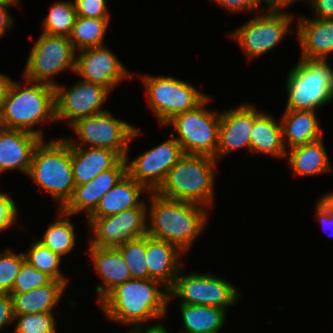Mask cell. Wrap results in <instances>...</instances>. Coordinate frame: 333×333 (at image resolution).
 Masks as SVG:
<instances>
[{
	"instance_id": "obj_1",
	"label": "cell",
	"mask_w": 333,
	"mask_h": 333,
	"mask_svg": "<svg viewBox=\"0 0 333 333\" xmlns=\"http://www.w3.org/2000/svg\"><path fill=\"white\" fill-rule=\"evenodd\" d=\"M160 285L163 288L155 279H130L111 290L99 302L100 309L110 322L128 327L159 324L156 321L166 316L169 296L168 289L163 291Z\"/></svg>"
},
{
	"instance_id": "obj_29",
	"label": "cell",
	"mask_w": 333,
	"mask_h": 333,
	"mask_svg": "<svg viewBox=\"0 0 333 333\" xmlns=\"http://www.w3.org/2000/svg\"><path fill=\"white\" fill-rule=\"evenodd\" d=\"M183 328L178 333H218L226 322L227 311L219 307L179 304Z\"/></svg>"
},
{
	"instance_id": "obj_11",
	"label": "cell",
	"mask_w": 333,
	"mask_h": 333,
	"mask_svg": "<svg viewBox=\"0 0 333 333\" xmlns=\"http://www.w3.org/2000/svg\"><path fill=\"white\" fill-rule=\"evenodd\" d=\"M183 267L168 289V304L174 298H180L182 304L219 307L227 311L242 297L233 283L211 273L182 274ZM174 297V298H173Z\"/></svg>"
},
{
	"instance_id": "obj_37",
	"label": "cell",
	"mask_w": 333,
	"mask_h": 333,
	"mask_svg": "<svg viewBox=\"0 0 333 333\" xmlns=\"http://www.w3.org/2000/svg\"><path fill=\"white\" fill-rule=\"evenodd\" d=\"M52 278L46 273L35 269L28 261H24L16 276L10 294H21L48 284Z\"/></svg>"
},
{
	"instance_id": "obj_5",
	"label": "cell",
	"mask_w": 333,
	"mask_h": 333,
	"mask_svg": "<svg viewBox=\"0 0 333 333\" xmlns=\"http://www.w3.org/2000/svg\"><path fill=\"white\" fill-rule=\"evenodd\" d=\"M27 176L48 193L61 209L71 198L75 183L71 164V146L62 137L44 139L36 146Z\"/></svg>"
},
{
	"instance_id": "obj_32",
	"label": "cell",
	"mask_w": 333,
	"mask_h": 333,
	"mask_svg": "<svg viewBox=\"0 0 333 333\" xmlns=\"http://www.w3.org/2000/svg\"><path fill=\"white\" fill-rule=\"evenodd\" d=\"M77 13L73 0L55 1L43 19V33L69 37L75 24Z\"/></svg>"
},
{
	"instance_id": "obj_30",
	"label": "cell",
	"mask_w": 333,
	"mask_h": 333,
	"mask_svg": "<svg viewBox=\"0 0 333 333\" xmlns=\"http://www.w3.org/2000/svg\"><path fill=\"white\" fill-rule=\"evenodd\" d=\"M57 219L50 223L41 239L36 238L42 245L64 257L76 245L75 226L68 219L70 214L58 209Z\"/></svg>"
},
{
	"instance_id": "obj_26",
	"label": "cell",
	"mask_w": 333,
	"mask_h": 333,
	"mask_svg": "<svg viewBox=\"0 0 333 333\" xmlns=\"http://www.w3.org/2000/svg\"><path fill=\"white\" fill-rule=\"evenodd\" d=\"M146 191V192H145ZM149 191L126 174L101 199L95 211L88 218H101L118 214L125 209L138 207L144 200L140 199L143 193Z\"/></svg>"
},
{
	"instance_id": "obj_36",
	"label": "cell",
	"mask_w": 333,
	"mask_h": 333,
	"mask_svg": "<svg viewBox=\"0 0 333 333\" xmlns=\"http://www.w3.org/2000/svg\"><path fill=\"white\" fill-rule=\"evenodd\" d=\"M25 260L24 252L17 254L7 247L0 252V293H11L16 276Z\"/></svg>"
},
{
	"instance_id": "obj_33",
	"label": "cell",
	"mask_w": 333,
	"mask_h": 333,
	"mask_svg": "<svg viewBox=\"0 0 333 333\" xmlns=\"http://www.w3.org/2000/svg\"><path fill=\"white\" fill-rule=\"evenodd\" d=\"M34 242L27 252H24L26 261H28L35 269L46 273L54 280L62 281L67 286L68 278L62 273L61 262L62 257L50 250L49 248L42 245L34 237Z\"/></svg>"
},
{
	"instance_id": "obj_49",
	"label": "cell",
	"mask_w": 333,
	"mask_h": 333,
	"mask_svg": "<svg viewBox=\"0 0 333 333\" xmlns=\"http://www.w3.org/2000/svg\"><path fill=\"white\" fill-rule=\"evenodd\" d=\"M261 2H264L266 7L280 9V0H261Z\"/></svg>"
},
{
	"instance_id": "obj_19",
	"label": "cell",
	"mask_w": 333,
	"mask_h": 333,
	"mask_svg": "<svg viewBox=\"0 0 333 333\" xmlns=\"http://www.w3.org/2000/svg\"><path fill=\"white\" fill-rule=\"evenodd\" d=\"M41 140L36 134L0 126V174L18 170L27 175L33 152Z\"/></svg>"
},
{
	"instance_id": "obj_12",
	"label": "cell",
	"mask_w": 333,
	"mask_h": 333,
	"mask_svg": "<svg viewBox=\"0 0 333 333\" xmlns=\"http://www.w3.org/2000/svg\"><path fill=\"white\" fill-rule=\"evenodd\" d=\"M75 61L76 51L69 37L42 32L34 42L22 77L55 86L54 76L68 70L74 73Z\"/></svg>"
},
{
	"instance_id": "obj_21",
	"label": "cell",
	"mask_w": 333,
	"mask_h": 333,
	"mask_svg": "<svg viewBox=\"0 0 333 333\" xmlns=\"http://www.w3.org/2000/svg\"><path fill=\"white\" fill-rule=\"evenodd\" d=\"M186 254L175 244L146 234V261L149 279L160 281L169 289L184 267L180 259ZM182 256V257H181Z\"/></svg>"
},
{
	"instance_id": "obj_2",
	"label": "cell",
	"mask_w": 333,
	"mask_h": 333,
	"mask_svg": "<svg viewBox=\"0 0 333 333\" xmlns=\"http://www.w3.org/2000/svg\"><path fill=\"white\" fill-rule=\"evenodd\" d=\"M147 234L175 244L187 253L209 219V209L195 203L169 199L149 192ZM150 223V224H149Z\"/></svg>"
},
{
	"instance_id": "obj_8",
	"label": "cell",
	"mask_w": 333,
	"mask_h": 333,
	"mask_svg": "<svg viewBox=\"0 0 333 333\" xmlns=\"http://www.w3.org/2000/svg\"><path fill=\"white\" fill-rule=\"evenodd\" d=\"M68 127L79 139L76 143L71 137L65 138L71 147L108 148L121 158L126 157L131 141L142 136L140 128L115 117L109 110L80 118Z\"/></svg>"
},
{
	"instance_id": "obj_9",
	"label": "cell",
	"mask_w": 333,
	"mask_h": 333,
	"mask_svg": "<svg viewBox=\"0 0 333 333\" xmlns=\"http://www.w3.org/2000/svg\"><path fill=\"white\" fill-rule=\"evenodd\" d=\"M139 76L146 88L147 104L160 127H164L175 115L196 108L208 97L191 83L173 76Z\"/></svg>"
},
{
	"instance_id": "obj_46",
	"label": "cell",
	"mask_w": 333,
	"mask_h": 333,
	"mask_svg": "<svg viewBox=\"0 0 333 333\" xmlns=\"http://www.w3.org/2000/svg\"><path fill=\"white\" fill-rule=\"evenodd\" d=\"M11 82L12 80L10 77H7L0 72V107L4 99L6 98Z\"/></svg>"
},
{
	"instance_id": "obj_13",
	"label": "cell",
	"mask_w": 333,
	"mask_h": 333,
	"mask_svg": "<svg viewBox=\"0 0 333 333\" xmlns=\"http://www.w3.org/2000/svg\"><path fill=\"white\" fill-rule=\"evenodd\" d=\"M138 207L101 218H87L92 234L89 245L99 248H117L147 234V202Z\"/></svg>"
},
{
	"instance_id": "obj_44",
	"label": "cell",
	"mask_w": 333,
	"mask_h": 333,
	"mask_svg": "<svg viewBox=\"0 0 333 333\" xmlns=\"http://www.w3.org/2000/svg\"><path fill=\"white\" fill-rule=\"evenodd\" d=\"M309 5L315 19H333V0H311Z\"/></svg>"
},
{
	"instance_id": "obj_15",
	"label": "cell",
	"mask_w": 333,
	"mask_h": 333,
	"mask_svg": "<svg viewBox=\"0 0 333 333\" xmlns=\"http://www.w3.org/2000/svg\"><path fill=\"white\" fill-rule=\"evenodd\" d=\"M184 155L180 144L173 137L136 156L129 162V153L125 160L127 174L143 185L149 192H156L163 184L169 170Z\"/></svg>"
},
{
	"instance_id": "obj_48",
	"label": "cell",
	"mask_w": 333,
	"mask_h": 333,
	"mask_svg": "<svg viewBox=\"0 0 333 333\" xmlns=\"http://www.w3.org/2000/svg\"><path fill=\"white\" fill-rule=\"evenodd\" d=\"M297 1H303V2L306 1L309 6L311 0H280V9L286 10V7L288 8Z\"/></svg>"
},
{
	"instance_id": "obj_31",
	"label": "cell",
	"mask_w": 333,
	"mask_h": 333,
	"mask_svg": "<svg viewBox=\"0 0 333 333\" xmlns=\"http://www.w3.org/2000/svg\"><path fill=\"white\" fill-rule=\"evenodd\" d=\"M110 19L77 16L69 40L74 50L103 46Z\"/></svg>"
},
{
	"instance_id": "obj_10",
	"label": "cell",
	"mask_w": 333,
	"mask_h": 333,
	"mask_svg": "<svg viewBox=\"0 0 333 333\" xmlns=\"http://www.w3.org/2000/svg\"><path fill=\"white\" fill-rule=\"evenodd\" d=\"M263 12L262 7L258 14L255 13L228 36L243 49L248 61L273 50L288 33L293 32L290 27L294 14L271 7H267L266 14Z\"/></svg>"
},
{
	"instance_id": "obj_24",
	"label": "cell",
	"mask_w": 333,
	"mask_h": 333,
	"mask_svg": "<svg viewBox=\"0 0 333 333\" xmlns=\"http://www.w3.org/2000/svg\"><path fill=\"white\" fill-rule=\"evenodd\" d=\"M121 157L108 148L71 147L75 186L91 182L98 174L112 168Z\"/></svg>"
},
{
	"instance_id": "obj_38",
	"label": "cell",
	"mask_w": 333,
	"mask_h": 333,
	"mask_svg": "<svg viewBox=\"0 0 333 333\" xmlns=\"http://www.w3.org/2000/svg\"><path fill=\"white\" fill-rule=\"evenodd\" d=\"M77 16L110 19L107 0H73Z\"/></svg>"
},
{
	"instance_id": "obj_20",
	"label": "cell",
	"mask_w": 333,
	"mask_h": 333,
	"mask_svg": "<svg viewBox=\"0 0 333 333\" xmlns=\"http://www.w3.org/2000/svg\"><path fill=\"white\" fill-rule=\"evenodd\" d=\"M297 20L300 58L327 60L333 54V19L306 18L300 15Z\"/></svg>"
},
{
	"instance_id": "obj_27",
	"label": "cell",
	"mask_w": 333,
	"mask_h": 333,
	"mask_svg": "<svg viewBox=\"0 0 333 333\" xmlns=\"http://www.w3.org/2000/svg\"><path fill=\"white\" fill-rule=\"evenodd\" d=\"M67 285L52 279L48 284L21 294H10L13 299L14 316L41 312H54L65 294Z\"/></svg>"
},
{
	"instance_id": "obj_45",
	"label": "cell",
	"mask_w": 333,
	"mask_h": 333,
	"mask_svg": "<svg viewBox=\"0 0 333 333\" xmlns=\"http://www.w3.org/2000/svg\"><path fill=\"white\" fill-rule=\"evenodd\" d=\"M130 330V331H129ZM128 330V333H169L167 327L161 323L153 326H142V327H131Z\"/></svg>"
},
{
	"instance_id": "obj_47",
	"label": "cell",
	"mask_w": 333,
	"mask_h": 333,
	"mask_svg": "<svg viewBox=\"0 0 333 333\" xmlns=\"http://www.w3.org/2000/svg\"><path fill=\"white\" fill-rule=\"evenodd\" d=\"M320 200L330 209L333 213V192L326 193L323 195Z\"/></svg>"
},
{
	"instance_id": "obj_23",
	"label": "cell",
	"mask_w": 333,
	"mask_h": 333,
	"mask_svg": "<svg viewBox=\"0 0 333 333\" xmlns=\"http://www.w3.org/2000/svg\"><path fill=\"white\" fill-rule=\"evenodd\" d=\"M268 112L254 106V123L250 135V153L285 158L282 124Z\"/></svg>"
},
{
	"instance_id": "obj_43",
	"label": "cell",
	"mask_w": 333,
	"mask_h": 333,
	"mask_svg": "<svg viewBox=\"0 0 333 333\" xmlns=\"http://www.w3.org/2000/svg\"><path fill=\"white\" fill-rule=\"evenodd\" d=\"M316 214L315 218L321 224L322 229L326 231V233L333 232V213L330 209L319 199L316 204ZM328 229V230H327ZM328 232V234H329ZM329 236V235H328ZM333 236V233L330 235Z\"/></svg>"
},
{
	"instance_id": "obj_7",
	"label": "cell",
	"mask_w": 333,
	"mask_h": 333,
	"mask_svg": "<svg viewBox=\"0 0 333 333\" xmlns=\"http://www.w3.org/2000/svg\"><path fill=\"white\" fill-rule=\"evenodd\" d=\"M210 100L208 96L196 108L175 115L164 126H173L171 134L184 154L217 156L221 112L207 110ZM173 131L179 135L175 136Z\"/></svg>"
},
{
	"instance_id": "obj_25",
	"label": "cell",
	"mask_w": 333,
	"mask_h": 333,
	"mask_svg": "<svg viewBox=\"0 0 333 333\" xmlns=\"http://www.w3.org/2000/svg\"><path fill=\"white\" fill-rule=\"evenodd\" d=\"M316 112L311 110H284L281 124L286 150L318 141L323 137Z\"/></svg>"
},
{
	"instance_id": "obj_40",
	"label": "cell",
	"mask_w": 333,
	"mask_h": 333,
	"mask_svg": "<svg viewBox=\"0 0 333 333\" xmlns=\"http://www.w3.org/2000/svg\"><path fill=\"white\" fill-rule=\"evenodd\" d=\"M212 2L218 4L220 7H223V9L230 13H245L247 11L251 14H255L256 11L262 7L261 0H213Z\"/></svg>"
},
{
	"instance_id": "obj_6",
	"label": "cell",
	"mask_w": 333,
	"mask_h": 333,
	"mask_svg": "<svg viewBox=\"0 0 333 333\" xmlns=\"http://www.w3.org/2000/svg\"><path fill=\"white\" fill-rule=\"evenodd\" d=\"M284 110L316 111L333 101V67L327 60L301 59L287 74Z\"/></svg>"
},
{
	"instance_id": "obj_28",
	"label": "cell",
	"mask_w": 333,
	"mask_h": 333,
	"mask_svg": "<svg viewBox=\"0 0 333 333\" xmlns=\"http://www.w3.org/2000/svg\"><path fill=\"white\" fill-rule=\"evenodd\" d=\"M285 158L296 177H310L332 169L323 138L287 150Z\"/></svg>"
},
{
	"instance_id": "obj_3",
	"label": "cell",
	"mask_w": 333,
	"mask_h": 333,
	"mask_svg": "<svg viewBox=\"0 0 333 333\" xmlns=\"http://www.w3.org/2000/svg\"><path fill=\"white\" fill-rule=\"evenodd\" d=\"M24 85L13 81L0 107V126L27 131L44 139L39 124L56 120L55 88L43 82L24 79Z\"/></svg>"
},
{
	"instance_id": "obj_39",
	"label": "cell",
	"mask_w": 333,
	"mask_h": 333,
	"mask_svg": "<svg viewBox=\"0 0 333 333\" xmlns=\"http://www.w3.org/2000/svg\"><path fill=\"white\" fill-rule=\"evenodd\" d=\"M18 207L11 196L0 191V232L10 229L17 221Z\"/></svg>"
},
{
	"instance_id": "obj_22",
	"label": "cell",
	"mask_w": 333,
	"mask_h": 333,
	"mask_svg": "<svg viewBox=\"0 0 333 333\" xmlns=\"http://www.w3.org/2000/svg\"><path fill=\"white\" fill-rule=\"evenodd\" d=\"M87 253L91 256L94 269L104 285L96 286L98 302L117 285L132 279L126 261L117 248H99L89 245Z\"/></svg>"
},
{
	"instance_id": "obj_41",
	"label": "cell",
	"mask_w": 333,
	"mask_h": 333,
	"mask_svg": "<svg viewBox=\"0 0 333 333\" xmlns=\"http://www.w3.org/2000/svg\"><path fill=\"white\" fill-rule=\"evenodd\" d=\"M14 322L13 299L9 293H0V333ZM5 333V332H4Z\"/></svg>"
},
{
	"instance_id": "obj_35",
	"label": "cell",
	"mask_w": 333,
	"mask_h": 333,
	"mask_svg": "<svg viewBox=\"0 0 333 333\" xmlns=\"http://www.w3.org/2000/svg\"><path fill=\"white\" fill-rule=\"evenodd\" d=\"M13 333H57L54 312L14 316Z\"/></svg>"
},
{
	"instance_id": "obj_14",
	"label": "cell",
	"mask_w": 333,
	"mask_h": 333,
	"mask_svg": "<svg viewBox=\"0 0 333 333\" xmlns=\"http://www.w3.org/2000/svg\"><path fill=\"white\" fill-rule=\"evenodd\" d=\"M54 88L57 122L64 120L70 126L80 118L108 110L102 104L111 93L100 85L80 79L68 88L58 83Z\"/></svg>"
},
{
	"instance_id": "obj_4",
	"label": "cell",
	"mask_w": 333,
	"mask_h": 333,
	"mask_svg": "<svg viewBox=\"0 0 333 333\" xmlns=\"http://www.w3.org/2000/svg\"><path fill=\"white\" fill-rule=\"evenodd\" d=\"M218 161L207 155L184 154L156 191L160 196L211 208Z\"/></svg>"
},
{
	"instance_id": "obj_42",
	"label": "cell",
	"mask_w": 333,
	"mask_h": 333,
	"mask_svg": "<svg viewBox=\"0 0 333 333\" xmlns=\"http://www.w3.org/2000/svg\"><path fill=\"white\" fill-rule=\"evenodd\" d=\"M20 0H0V39L13 28V17L9 13V8L18 6Z\"/></svg>"
},
{
	"instance_id": "obj_18",
	"label": "cell",
	"mask_w": 333,
	"mask_h": 333,
	"mask_svg": "<svg viewBox=\"0 0 333 333\" xmlns=\"http://www.w3.org/2000/svg\"><path fill=\"white\" fill-rule=\"evenodd\" d=\"M127 174V163L121 158L112 168L98 174L91 182L75 186L68 202L61 208L73 214L86 213V219L95 211L100 199Z\"/></svg>"
},
{
	"instance_id": "obj_17",
	"label": "cell",
	"mask_w": 333,
	"mask_h": 333,
	"mask_svg": "<svg viewBox=\"0 0 333 333\" xmlns=\"http://www.w3.org/2000/svg\"><path fill=\"white\" fill-rule=\"evenodd\" d=\"M254 123V105L242 103L221 112L219 126L218 161L225 155L241 148L250 152V135Z\"/></svg>"
},
{
	"instance_id": "obj_34",
	"label": "cell",
	"mask_w": 333,
	"mask_h": 333,
	"mask_svg": "<svg viewBox=\"0 0 333 333\" xmlns=\"http://www.w3.org/2000/svg\"><path fill=\"white\" fill-rule=\"evenodd\" d=\"M123 256L132 279H149L146 261V235L117 247Z\"/></svg>"
},
{
	"instance_id": "obj_16",
	"label": "cell",
	"mask_w": 333,
	"mask_h": 333,
	"mask_svg": "<svg viewBox=\"0 0 333 333\" xmlns=\"http://www.w3.org/2000/svg\"><path fill=\"white\" fill-rule=\"evenodd\" d=\"M74 73L81 80L100 85L110 93L119 83L133 76L105 45L77 51Z\"/></svg>"
}]
</instances>
